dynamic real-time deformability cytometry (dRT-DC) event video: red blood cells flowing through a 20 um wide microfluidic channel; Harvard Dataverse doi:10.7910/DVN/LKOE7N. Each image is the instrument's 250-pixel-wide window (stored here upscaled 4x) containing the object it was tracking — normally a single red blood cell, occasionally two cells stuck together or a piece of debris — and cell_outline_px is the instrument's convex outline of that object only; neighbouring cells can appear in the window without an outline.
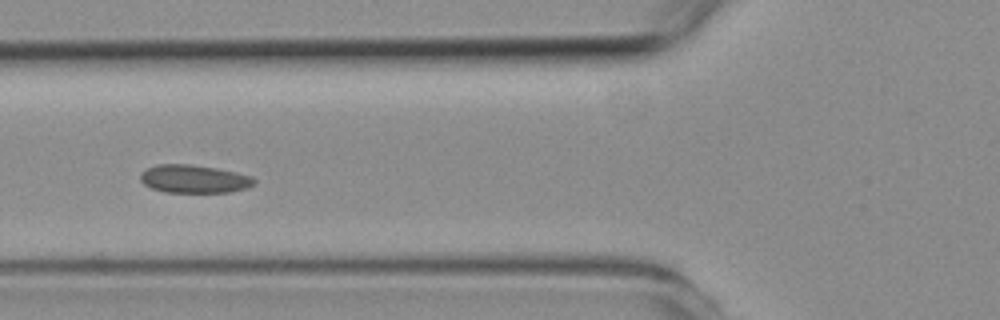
{"species": "common noctule bat (a hibernating species)", "species_latin": "Nyctalus noctula", "temperature_condition": "room temperature", "stored_images_in_passage": 4, "camera_frame_rate_fps": 3000, "um_per_image_px": 0.085, "animal": {"sex": "female", "body_mass_g": 19.3, "forearm_length_mm": 54.1}, "frame": {"image": 1, "passage_image": 2, "time_ms": 1.0, "image_size_px": [1000, 320], "cell_outline_px": [[256, 184], [248, 188], [232, 192], [164, 192], [152, 188], [144, 184], [140, 180], [140, 172], [156, 164], [188, 164], [216, 168], [236, 172], [252, 176], [256, 180]], "centroid_in_image_um": [16.52, 15.21], "position_along_channel_um": 109.3, "area_um2": 18.79}}
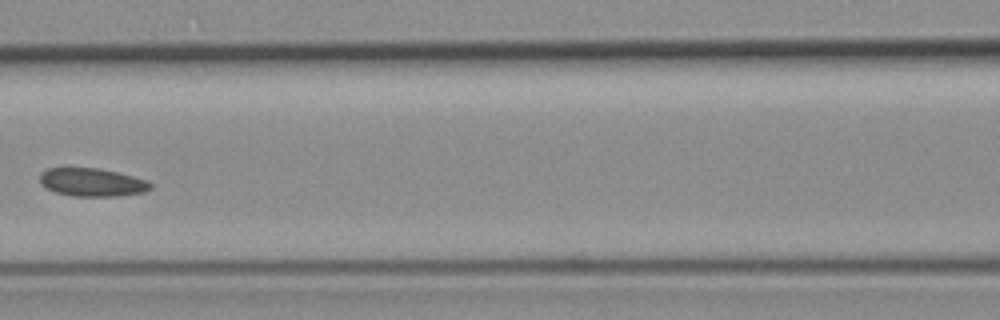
{"frame": {"image": 2, "passage_image": 3, "time_ms": 2.333, "image_size_px": [1000, 320], "cell_outline_px": [[152, 188], [144, 192], [116, 196], [72, 196], [56, 192], [40, 184], [40, 172], [48, 168], [64, 164], [100, 168], [148, 180], [152, 184]], "centroid_in_image_um": [7.76, 15.44], "position_along_channel_um": 158.8, "area_um2": 18.9}}
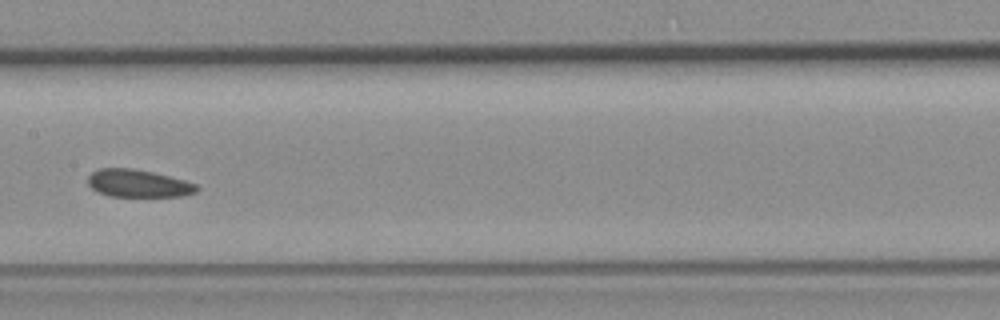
{"frame": {"image": 3, "passage_image": 4, "time_ms": 3.333, "image_size_px": [1000, 320], "cell_outline_px": [[200, 188], [196, 192], [184, 196], [108, 196], [96, 192], [88, 184], [88, 176], [92, 172], [100, 168], [132, 168], [152, 172], [184, 180], [196, 184]], "centroid_in_image_um": [11.73, 15.59], "position_along_channel_um": 195.7, "area_um2": 17.51}}